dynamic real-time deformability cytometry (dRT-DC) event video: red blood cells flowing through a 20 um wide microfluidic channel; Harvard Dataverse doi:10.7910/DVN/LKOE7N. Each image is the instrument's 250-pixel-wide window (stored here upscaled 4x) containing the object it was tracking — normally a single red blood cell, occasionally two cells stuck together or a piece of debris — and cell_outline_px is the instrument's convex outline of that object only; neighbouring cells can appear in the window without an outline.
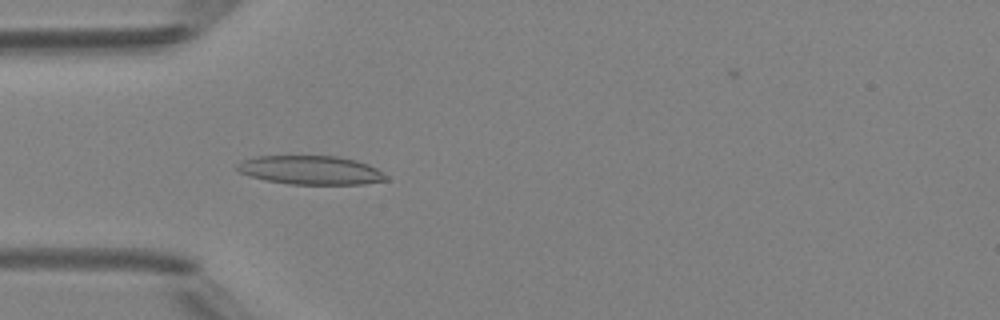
{"species": "Egyptian fruit bat (a non-hibernating species)", "species_latin": "Rousettus aegyptiacus", "temperature_condition": "room temperature", "stored_images_in_passage": 48, "camera_frame_rate_fps": 3000, "um_per_image_px": 0.085, "animal": {"sex": "female"}, "frame": {"image": 1, "passage_image": 14, "time_ms": 4.333, "image_size_px": [1000, 320], "cell_outline_px": [[388, 180], [364, 184], [288, 184], [264, 180], [240, 172], [236, 168], [236, 164], [244, 160], [256, 156], [336, 156], [356, 160], [368, 164], [376, 168], [388, 176]], "centroid_in_image_um": [26.43, 14.46], "position_along_channel_um": 58.6, "area_um2": 24.97}}
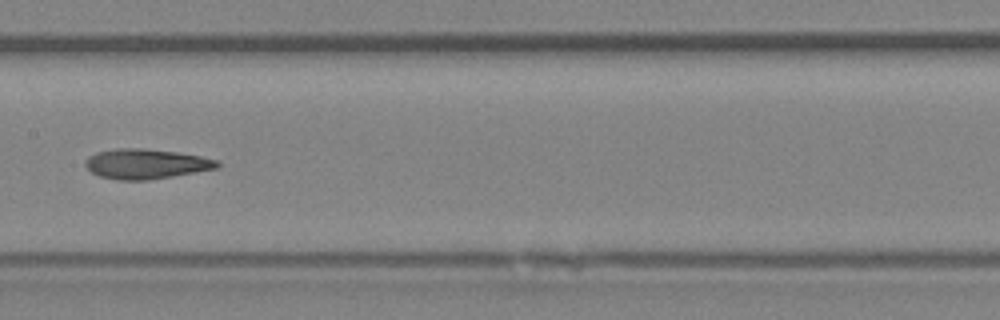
{"frame": {"image": 2, "passage_image": 24, "time_ms": 7.667, "image_size_px": [1000, 320], "cell_outline_px": [[220, 168], [148, 180], [116, 180], [100, 176], [92, 172], [84, 164], [88, 156], [96, 152], [116, 148], [144, 148], [176, 152], [200, 156], [216, 160], [220, 164]], "centroid_in_image_um": [12.4, 13.93], "position_along_channel_um": 195.0, "area_um2": 23.0}}
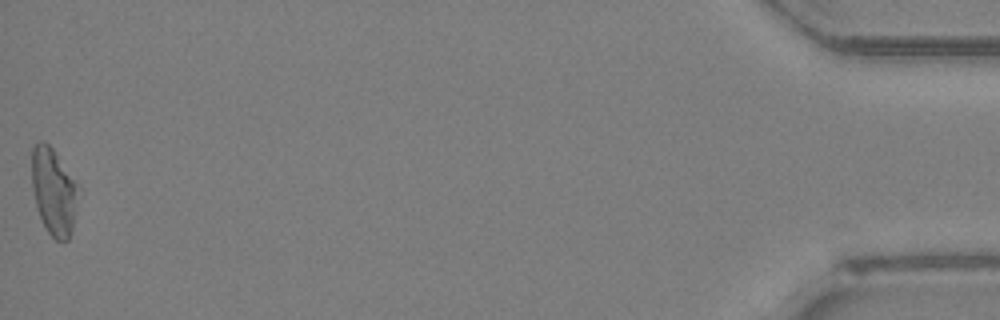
{"frame": {"image": 3, "passage_image": 48, "time_ms": 15.667, "image_size_px": [1000, 320], "cell_outline_px": [[80, 188], [72, 228], [68, 240], [56, 240], [48, 232], [36, 208], [32, 188], [32, 148], [40, 140], [44, 140], [52, 148], [76, 180]], "centroid_in_image_um": [4.57, 16.25], "position_along_channel_um": 430.6, "area_um2": 23.58}, "authors_computed_cell_mechanics": {"area_um2": 23.5535, "velocity_mm_per_s": 4.1993, "shape_relaxation_time_tau1_ms": null, "shape_relaxation_time_tau2_ms": 3.7127, "deformation_change_tau1": null, "deformation_change_tau2": 0.1297}}